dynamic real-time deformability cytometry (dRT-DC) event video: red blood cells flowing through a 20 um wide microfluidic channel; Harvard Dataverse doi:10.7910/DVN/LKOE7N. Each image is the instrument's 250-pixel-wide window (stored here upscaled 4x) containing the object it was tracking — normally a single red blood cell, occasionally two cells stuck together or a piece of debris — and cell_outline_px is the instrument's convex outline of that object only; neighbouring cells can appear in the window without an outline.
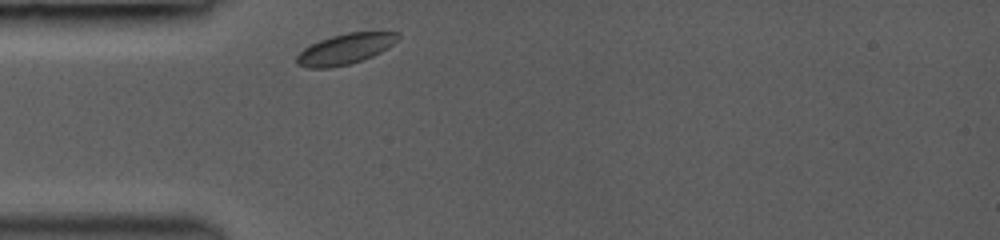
{"species": "common noctule bat (a hibernating species)", "species_latin": "Nyctalus noctula", "temperature_condition": "room temperature", "stored_images_in_passage": 5, "camera_frame_rate_fps": 3000, "um_per_image_px": 0.085, "animal": {"sex": "female", "body_mass_g": 19.0, "forearm_length_mm": 53.3}, "frame": {"image": 1, "passage_image": 1, "time_ms": 0.0, "image_size_px": [1000, 240], "cell_outline_px": [[400, 36], [392, 44], [380, 52], [372, 56], [348, 64], [328, 68], [308, 68], [296, 64], [296, 56], [304, 48], [320, 40], [332, 36], [348, 32], [400, 32]], "centroid_in_image_um": [29.31, 4.16], "position_along_channel_um": 55.7, "area_um2": 17.74}}
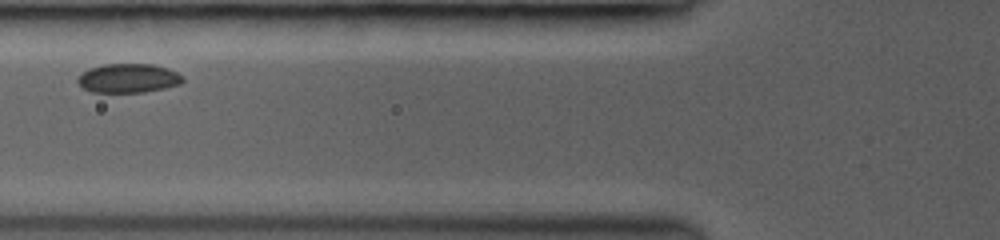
{"frame": {"image": 2, "passage_image": 3, "time_ms": 1.667, "image_size_px": [1000, 240], "cell_outline_px": [[184, 80], [180, 84], [164, 88], [144, 92], [92, 92], [84, 88], [76, 80], [80, 72], [88, 68], [104, 64], [152, 64], [168, 68], [184, 76]], "centroid_in_image_um": [10.89, 6.64], "position_along_channel_um": 114.9, "area_um2": 17.92}}
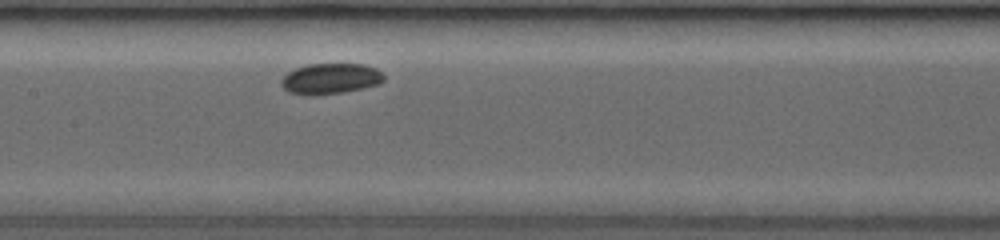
{"frame": {"image": 3, "passage_image": 5, "time_ms": 3.333, "image_size_px": [1000, 240], "cell_outline_px": [[384, 80], [380, 84], [364, 88], [344, 92], [308, 96], [288, 92], [280, 84], [280, 80], [288, 72], [296, 68], [308, 64], [364, 64], [376, 68], [384, 72]], "centroid_in_image_um": [28.11, 6.69], "position_along_channel_um": 179.3, "area_um2": 18.61}}